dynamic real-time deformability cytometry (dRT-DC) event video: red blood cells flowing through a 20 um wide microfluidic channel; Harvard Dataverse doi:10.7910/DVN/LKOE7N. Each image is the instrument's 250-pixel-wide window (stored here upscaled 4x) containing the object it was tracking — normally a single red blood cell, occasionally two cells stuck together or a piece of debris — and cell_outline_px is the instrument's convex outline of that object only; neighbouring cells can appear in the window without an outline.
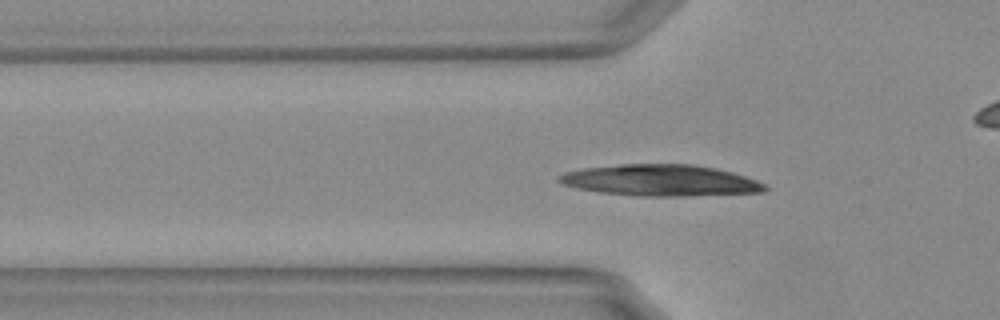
{"species": "Egyptian fruit bat (a non-hibernating species)", "species_latin": "Rousettus aegyptiacus", "temperature_condition": "warm", "stored_images_in_passage": 49, "camera_frame_rate_fps": 3000, "um_per_image_px": 0.085, "animal": {"sex": "female"}, "frame": {"image": 1, "passage_image": 12, "time_ms": 3.667, "image_size_px": [1000, 320], "cell_outline_px": [[768, 188], [764, 192], [684, 196], [640, 196], [600, 192], [580, 188], [564, 184], [556, 180], [556, 176], [564, 172], [584, 168], [620, 164], [692, 164], [716, 168], [732, 172], [756, 180], [764, 184]], "centroid_in_image_um": [56.14, 15.33], "position_along_channel_um": 69.7, "area_um2": 37.51}}
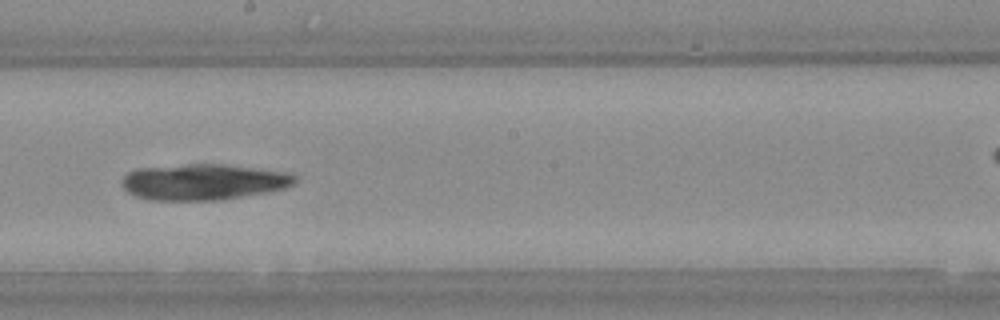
{"frame": {"image": 2, "passage_image": 25, "time_ms": 8.0, "image_size_px": [1000, 320], "cell_outline_px": [[296, 180], [288, 188], [268, 192], [220, 200], [148, 200], [136, 196], [128, 192], [120, 184], [124, 176], [128, 172], [140, 168], [188, 164], [224, 164], [292, 172], [296, 176]], "centroid_in_image_um": [17.33, 15.46], "position_along_channel_um": 230.9, "area_um2": 36.59}}
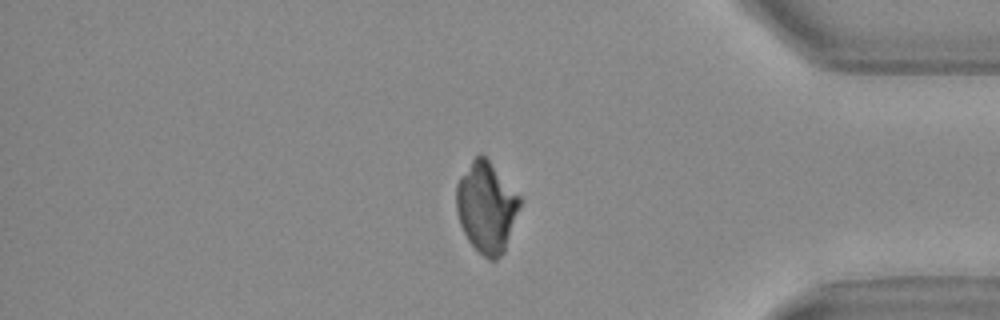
{"frame": {"image": 3, "passage_image": 40, "time_ms": 13.0, "image_size_px": [1000, 320], "cell_outline_px": [[520, 204], [504, 252], [496, 260], [488, 260], [468, 240], [460, 224], [456, 212], [456, 184], [460, 176], [472, 160], [480, 152], [488, 160], [520, 196]], "centroid_in_image_um": [41.32, 17.61], "position_along_channel_um": 393.9, "area_um2": 33.06}}